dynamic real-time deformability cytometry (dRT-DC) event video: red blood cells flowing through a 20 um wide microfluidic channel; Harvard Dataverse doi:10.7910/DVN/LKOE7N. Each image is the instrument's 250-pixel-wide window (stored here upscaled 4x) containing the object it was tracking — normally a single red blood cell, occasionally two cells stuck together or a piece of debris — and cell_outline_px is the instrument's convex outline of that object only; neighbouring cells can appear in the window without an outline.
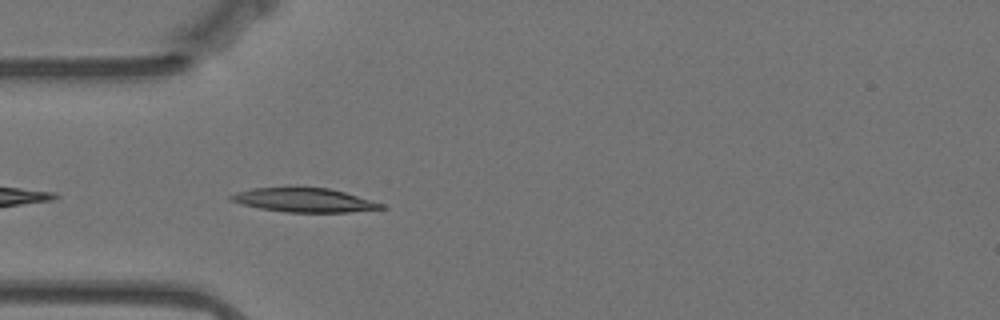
{"species": "Egyptian fruit bat (a non-hibernating species)", "species_latin": "Rousettus aegyptiacus", "temperature_condition": "warm", "stored_images_in_passage": 9, "camera_frame_rate_fps": 3000, "um_per_image_px": 0.085, "animal": {"sex": "female"}, "frame": {"image": 1, "passage_image": 2, "time_ms": 0.333, "image_size_px": [1000, 320], "cell_outline_px": [[388, 208], [348, 212], [288, 212], [260, 208], [228, 200], [228, 196], [236, 192], [252, 188], [288, 184], [328, 188], [344, 192], [384, 204]], "centroid_in_image_um": [25.79, 16.96], "position_along_channel_um": 59.2, "area_um2": 21.79}}
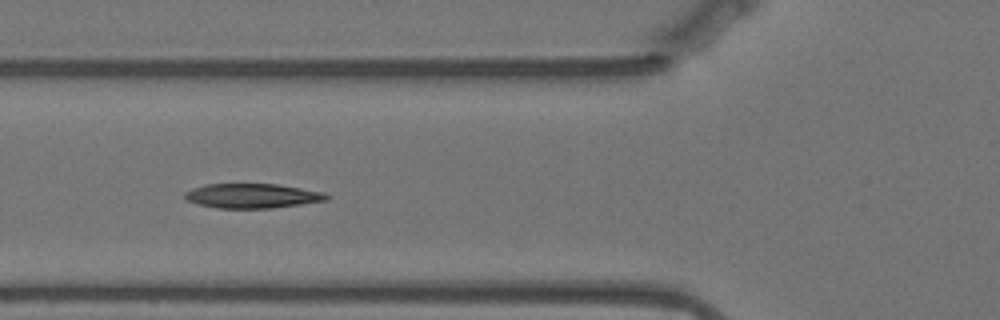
{"frame": {"image": 2, "passage_image": 6, "time_ms": 1.667, "image_size_px": [1000, 320], "cell_outline_px": [[328, 200], [272, 208], [216, 208], [200, 204], [188, 200], [184, 196], [184, 192], [192, 188], [208, 184], [276, 184], [324, 192], [328, 196]], "centroid_in_image_um": [21.43, 16.64], "position_along_channel_um": 104.4, "area_um2": 20.06}}
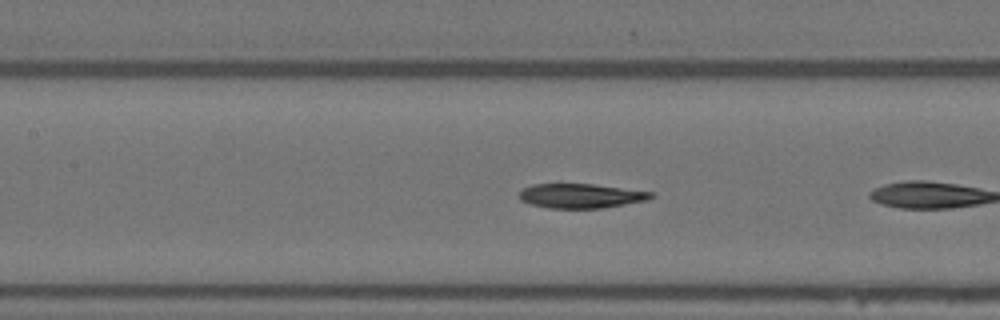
{"frame": {"image": 3, "passage_image": 8, "time_ms": 2.333, "image_size_px": [1000, 320], "cell_outline_px": [[656, 196], [648, 200], [604, 208], [548, 208], [532, 204], [520, 200], [520, 192], [524, 188], [532, 184], [592, 184], [656, 192]], "centroid_in_image_um": [49.45, 16.65], "position_along_channel_um": 158.0, "area_um2": 18.84}}